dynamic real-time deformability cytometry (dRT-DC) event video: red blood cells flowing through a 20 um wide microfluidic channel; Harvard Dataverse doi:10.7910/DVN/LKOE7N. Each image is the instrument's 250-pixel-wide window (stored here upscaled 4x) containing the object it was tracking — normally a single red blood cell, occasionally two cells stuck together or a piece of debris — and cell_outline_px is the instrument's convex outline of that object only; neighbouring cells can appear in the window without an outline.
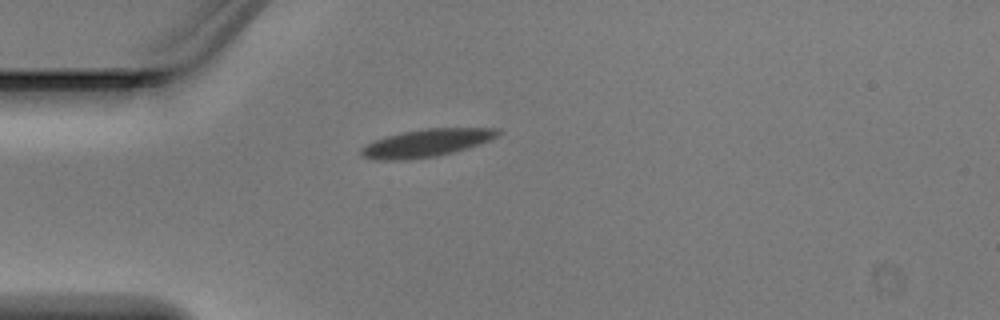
{"species": "Egyptian fruit bat (a non-hibernating species)", "species_latin": "Rousettus aegyptiacus", "temperature_condition": "warm", "stored_images_in_passage": 2, "camera_frame_rate_fps": 3000, "um_per_image_px": 0.085, "animal": {"sex": "male"}, "frame": {"image": 1, "passage_image": 1, "time_ms": 0.0, "image_size_px": [1000, 320], "cell_outline_px": [[500, 132], [496, 136], [488, 140], [452, 152], [436, 156], [404, 160], [376, 160], [364, 156], [360, 152], [360, 148], [372, 140], [384, 136], [400, 132], [424, 128], [500, 128]], "centroid_in_image_um": [36.16, 12.14], "position_along_channel_um": 48.8, "area_um2": 21.91}}